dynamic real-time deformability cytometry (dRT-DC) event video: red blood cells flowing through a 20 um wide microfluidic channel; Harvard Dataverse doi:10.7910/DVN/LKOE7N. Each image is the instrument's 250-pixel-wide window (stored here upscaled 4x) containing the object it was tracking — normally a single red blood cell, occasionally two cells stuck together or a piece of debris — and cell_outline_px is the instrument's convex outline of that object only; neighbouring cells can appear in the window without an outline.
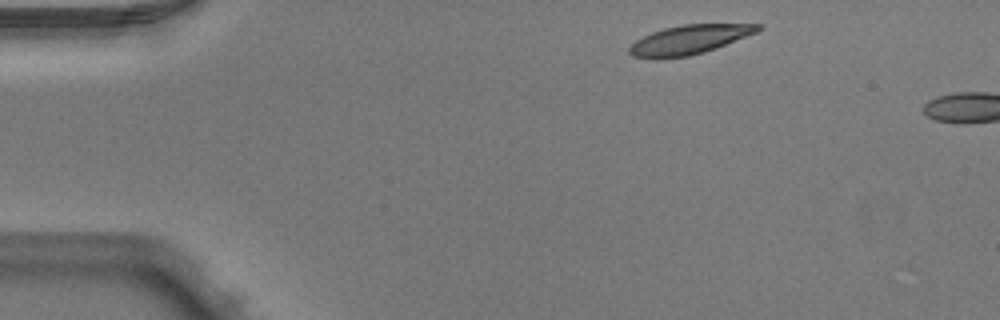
{"species": "Egyptian fruit bat (a non-hibernating species)", "species_latin": "Rousettus aegyptiacus", "temperature_condition": "warm", "stored_images_in_passage": 2, "camera_frame_rate_fps": 3000, "um_per_image_px": 0.085, "animal": {"sex": "male"}, "frame": {"image": 1, "passage_image": 1, "time_ms": 0.0, "image_size_px": [1000, 320], "cell_outline_px": [[760, 28], [756, 32], [716, 48], [704, 52], [688, 56], [656, 60], [632, 56], [628, 52], [628, 48], [636, 40], [652, 32], [664, 28], [684, 24], [760, 24]], "centroid_in_image_um": [58.51, 3.39], "position_along_channel_um": 26.5, "area_um2": 21.79}}